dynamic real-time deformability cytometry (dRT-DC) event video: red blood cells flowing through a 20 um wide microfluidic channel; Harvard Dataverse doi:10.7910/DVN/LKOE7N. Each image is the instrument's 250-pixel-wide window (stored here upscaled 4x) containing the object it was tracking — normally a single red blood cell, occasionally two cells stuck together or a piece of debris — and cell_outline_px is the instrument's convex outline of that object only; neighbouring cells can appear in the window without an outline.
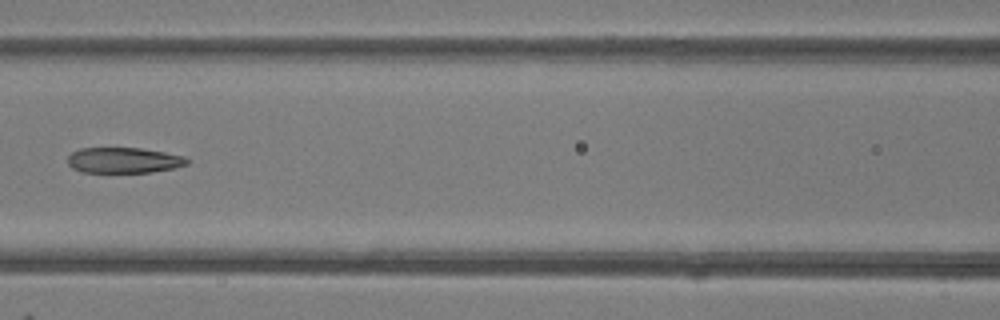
{"species": "common noctule bat (a hibernating species)", "species_latin": "Nyctalus noctula", "temperature_condition": "room temperature", "stored_images_in_passage": 5, "camera_frame_rate_fps": 3000, "um_per_image_px": 0.085, "animal": {"sex": "female"}, "frame": {"image": 1, "passage_image": 4, "time_ms": 3.667, "image_size_px": [1000, 320], "cell_outline_px": [[192, 160], [188, 164], [176, 168], [152, 172], [80, 172], [72, 168], [68, 164], [68, 156], [72, 152], [80, 148], [140, 148], [164, 152], [184, 156]], "centroid_in_image_um": [10.55, 13.62], "position_along_channel_um": 156.1, "area_um2": 17.98}}
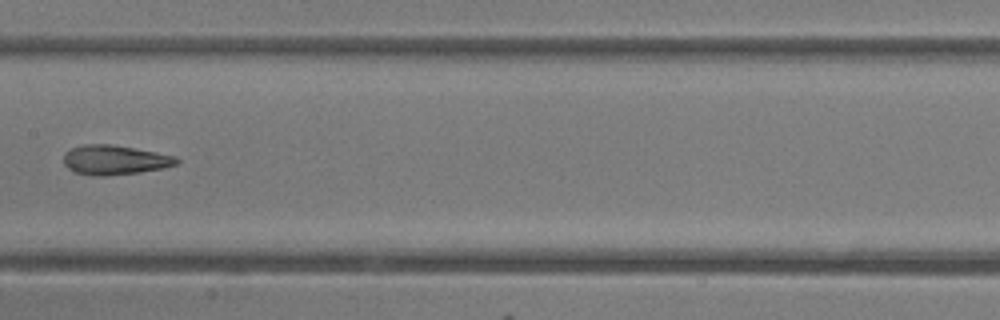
{"frame": {"image": 2, "passage_image": 5, "time_ms": 4.667, "image_size_px": [1000, 320], "cell_outline_px": [[180, 160], [176, 164], [164, 168], [140, 172], [104, 176], [92, 176], [72, 172], [64, 164], [64, 152], [72, 148], [84, 144], [112, 144], [156, 152], [176, 156]], "centroid_in_image_um": [9.73, 13.6], "position_along_channel_um": 197.7, "area_um2": 19.59}}